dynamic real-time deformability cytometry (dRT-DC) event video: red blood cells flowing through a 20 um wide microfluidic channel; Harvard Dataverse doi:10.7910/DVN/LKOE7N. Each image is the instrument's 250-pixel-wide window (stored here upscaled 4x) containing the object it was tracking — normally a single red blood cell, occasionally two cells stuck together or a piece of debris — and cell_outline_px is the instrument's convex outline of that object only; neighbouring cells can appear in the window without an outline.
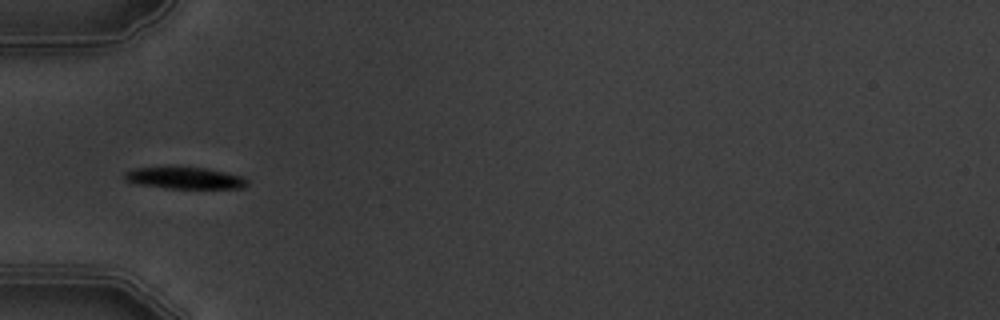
{"species": "common noctule bat (a hibernating species)", "species_latin": "Nyctalus noctula", "temperature_condition": "warm", "stored_images_in_passage": 7, "camera_frame_rate_fps": 3000, "um_per_image_px": 0.085, "animal": {"sex": "male", "body_mass_g": 19.5, "forearm_length_mm": 54.6}, "frame": {"image": 1, "passage_image": 5, "time_ms": 5.333, "image_size_px": [1000, 320], "cell_outline_px": [[248, 184], [244, 188], [168, 188], [136, 184], [124, 180], [124, 172], [132, 168], [176, 164], [208, 168], [228, 172], [244, 176], [248, 180]], "centroid_in_image_um": [15.67, 15.07], "position_along_channel_um": 69.3, "area_um2": 16.59}}
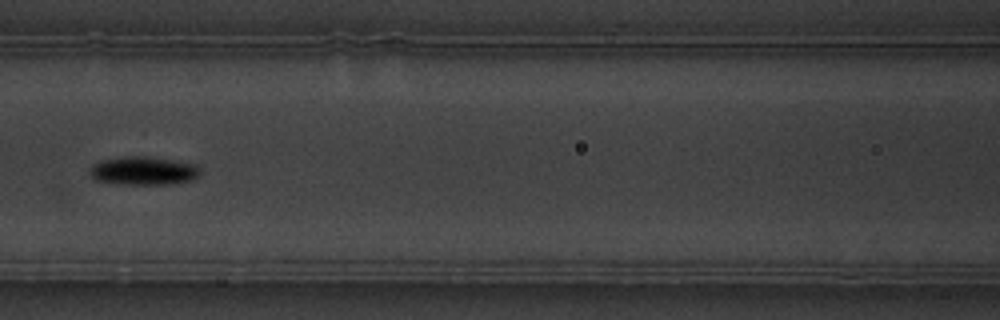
{"frame": {"image": 2, "passage_image": 7, "time_ms": 7.667, "image_size_px": [1000, 320], "cell_outline_px": [[200, 176], [192, 180], [168, 184], [128, 184], [96, 180], [88, 172], [88, 168], [92, 164], [100, 160], [124, 156], [148, 156], [196, 164], [200, 168]], "centroid_in_image_um": [12.19, 14.5], "position_along_channel_um": 154.4, "area_um2": 18.38}}